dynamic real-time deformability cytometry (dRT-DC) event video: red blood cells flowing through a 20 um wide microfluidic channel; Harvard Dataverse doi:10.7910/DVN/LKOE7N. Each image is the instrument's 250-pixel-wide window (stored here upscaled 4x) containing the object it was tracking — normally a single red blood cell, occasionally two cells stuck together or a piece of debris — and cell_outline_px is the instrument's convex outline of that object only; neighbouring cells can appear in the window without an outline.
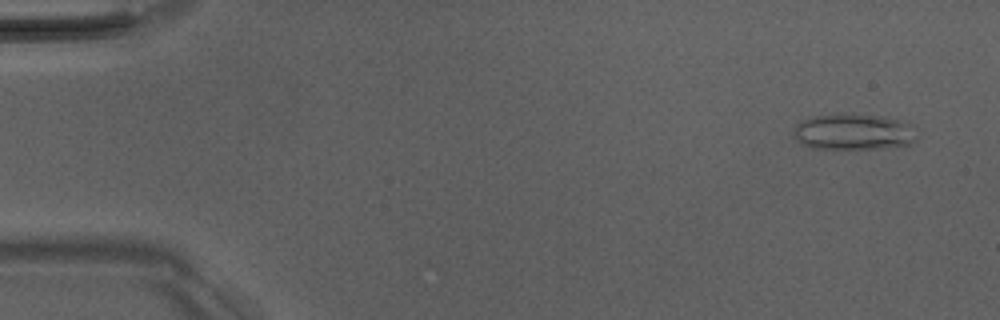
{"species": "Egyptian fruit bat (a non-hibernating species)", "species_latin": "Rousettus aegyptiacus", "temperature_condition": "room temperature", "stored_images_in_passage": 5, "camera_frame_rate_fps": 3000, "um_per_image_px": 0.085, "animal": {"sex": "male"}, "frame": {"image": 1, "passage_image": 1, "time_ms": 0.0, "image_size_px": [1000, 320], "cell_outline_px": [[916, 140], [908, 144], [880, 148], [812, 148], [804, 144], [796, 136], [796, 124], [812, 116], [840, 112], [884, 116], [912, 124]], "centroid_in_image_um": [72.58, 11.17], "position_along_channel_um": 12.4, "area_um2": 25.72}}